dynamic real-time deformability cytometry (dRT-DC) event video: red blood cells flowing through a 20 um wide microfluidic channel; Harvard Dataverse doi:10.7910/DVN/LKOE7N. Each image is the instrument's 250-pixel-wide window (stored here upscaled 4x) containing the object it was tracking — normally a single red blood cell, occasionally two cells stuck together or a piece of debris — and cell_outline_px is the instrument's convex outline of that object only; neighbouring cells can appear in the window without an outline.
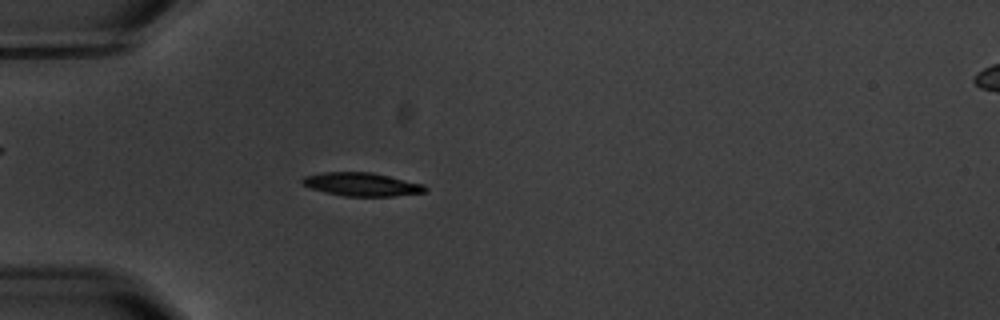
{"species": "common noctule bat (a hibernating species)", "species_latin": "Nyctalus noctula", "temperature_condition": "warm", "stored_images_in_passage": 5, "camera_frame_rate_fps": 3000, "um_per_image_px": 0.085, "animal": {"sex": "male", "body_mass_g": 20.1, "forearm_length_mm": 53.5}, "frame": {"image": 1, "passage_image": 5, "time_ms": 4.667, "image_size_px": [1000, 320], "cell_outline_px": [[428, 192], [392, 196], [344, 196], [312, 188], [304, 184], [300, 180], [304, 176], [324, 172], [372, 172], [424, 184], [428, 188]], "centroid_in_image_um": [30.81, 15.66], "position_along_channel_um": 54.2, "area_um2": 16.65}}